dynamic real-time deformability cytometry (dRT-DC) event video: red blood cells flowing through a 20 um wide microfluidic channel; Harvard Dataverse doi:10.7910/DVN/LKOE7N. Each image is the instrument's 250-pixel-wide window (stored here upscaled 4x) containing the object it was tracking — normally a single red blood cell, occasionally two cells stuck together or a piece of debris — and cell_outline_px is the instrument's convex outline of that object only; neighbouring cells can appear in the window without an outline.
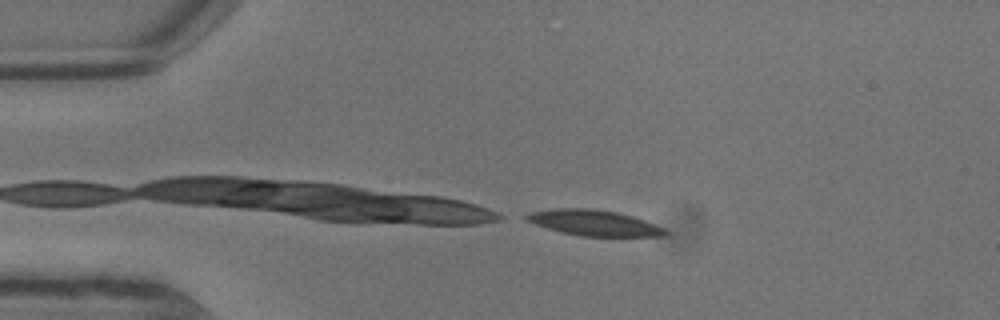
{"species": "common noctule bat (a hibernating species)", "species_latin": "Nyctalus noctula", "temperature_condition": "warm", "stored_images_in_passage": 4, "camera_frame_rate_fps": 3000, "um_per_image_px": 0.085, "animal": {"sex": "male", "body_mass_g": 13.3}, "frame": {"image": 1, "passage_image": 1, "time_ms": 0.0, "image_size_px": [1000, 320], "cell_outline_px": [[668, 232], [664, 236], [580, 236], [560, 232], [524, 220], [520, 216], [528, 212], [556, 208], [592, 208], [616, 212], [632, 216], [644, 220], [664, 228]], "centroid_in_image_um": [50.42, 18.93], "position_along_channel_um": 34.6, "area_um2": 20.87}}
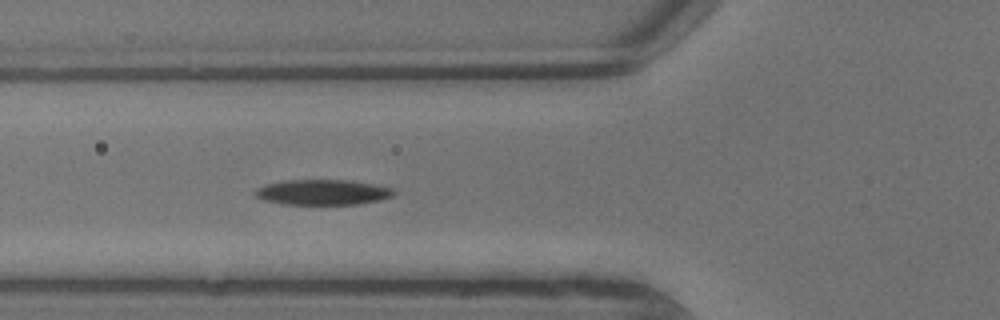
{"frame": {"image": 2, "passage_image": 4, "time_ms": 1.0, "image_size_px": [1000, 320], "cell_outline_px": [[396, 192], [392, 196], [380, 200], [356, 204], [284, 204], [264, 200], [256, 196], [252, 192], [256, 188], [264, 184], [284, 180], [348, 180], [372, 184], [392, 188]], "centroid_in_image_um": [27.38, 16.33], "position_along_channel_um": 98.4, "area_um2": 20.46}}